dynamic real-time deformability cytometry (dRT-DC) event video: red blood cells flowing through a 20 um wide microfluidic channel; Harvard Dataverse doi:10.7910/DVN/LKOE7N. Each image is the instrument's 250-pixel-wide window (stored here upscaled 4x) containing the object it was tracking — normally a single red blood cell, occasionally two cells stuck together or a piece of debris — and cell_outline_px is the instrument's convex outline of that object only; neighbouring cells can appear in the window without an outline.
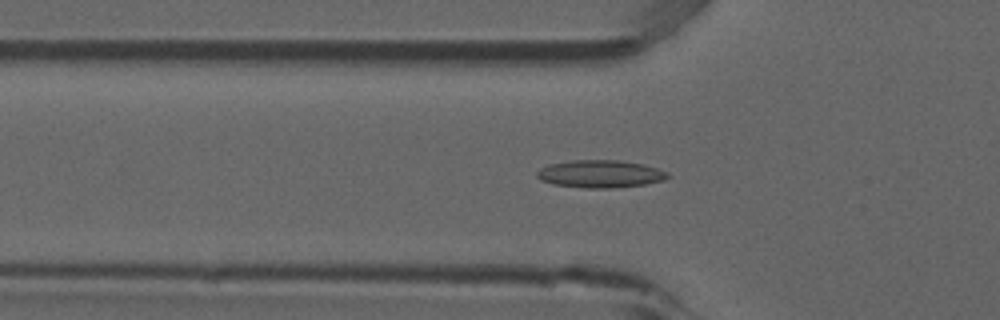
{"species": "common noctule bat (a hibernating species)", "species_latin": "Nyctalus noctula", "temperature_condition": "room temperature", "stored_images_in_passage": 53, "camera_frame_rate_fps": 3000, "um_per_image_px": 0.085, "animal": {"sex": "male", "forearm_length_mm": 52.5}, "frame": {"image": 1, "passage_image": 18, "time_ms": 5.667, "image_size_px": [1000, 320], "cell_outline_px": [[668, 176], [664, 180], [644, 184], [612, 188], [584, 188], [552, 184], [540, 180], [536, 176], [536, 172], [540, 168], [548, 164], [572, 160], [616, 160], [644, 164], [668, 172]], "centroid_in_image_um": [50.97, 14.78], "position_along_channel_um": 74.8, "area_um2": 21.04}}
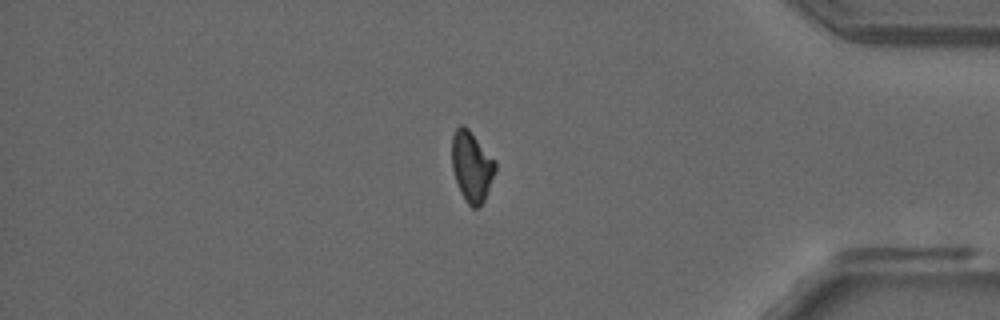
{"frame": {"image": 2, "passage_image": 45, "time_ms": 14.667, "image_size_px": [1000, 320], "cell_outline_px": [[496, 168], [484, 200], [476, 208], [472, 208], [468, 204], [460, 192], [452, 168], [452, 136], [456, 128], [460, 124], [464, 124], [468, 128], [496, 160]], "centroid_in_image_um": [40.09, 14.11], "position_along_channel_um": 395.1, "area_um2": 17.74}}
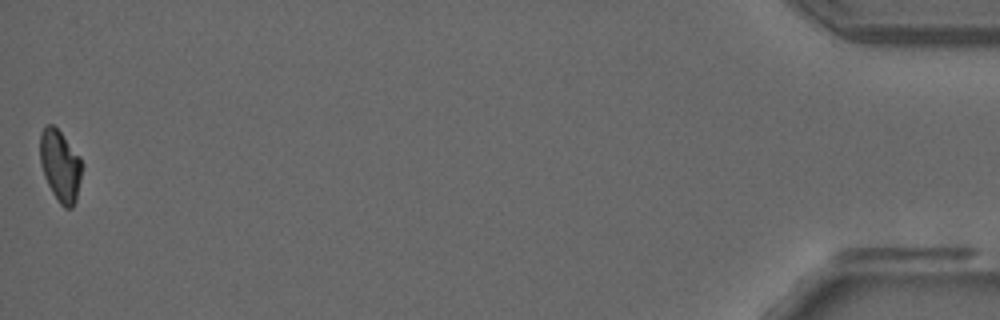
{"frame": {"image": 3, "passage_image": 53, "time_ms": 17.333, "image_size_px": [1000, 320], "cell_outline_px": [[84, 164], [76, 200], [72, 208], [64, 208], [60, 204], [52, 192], [44, 176], [40, 164], [40, 132], [44, 124], [52, 124], [60, 132], [80, 156]], "centroid_in_image_um": [5.13, 14.08], "position_along_channel_um": 430.1, "area_um2": 17.69}, "authors_computed_cell_mechanics": {"area_um2": 18.8428, "velocity_mm_per_s": 3.8933, "shape_relaxation_time_tau1_ms": null, "shape_relaxation_time_tau2_ms": 9.16, "deformation_change_tau1": null, "deformation_change_tau2": 0.1625}}